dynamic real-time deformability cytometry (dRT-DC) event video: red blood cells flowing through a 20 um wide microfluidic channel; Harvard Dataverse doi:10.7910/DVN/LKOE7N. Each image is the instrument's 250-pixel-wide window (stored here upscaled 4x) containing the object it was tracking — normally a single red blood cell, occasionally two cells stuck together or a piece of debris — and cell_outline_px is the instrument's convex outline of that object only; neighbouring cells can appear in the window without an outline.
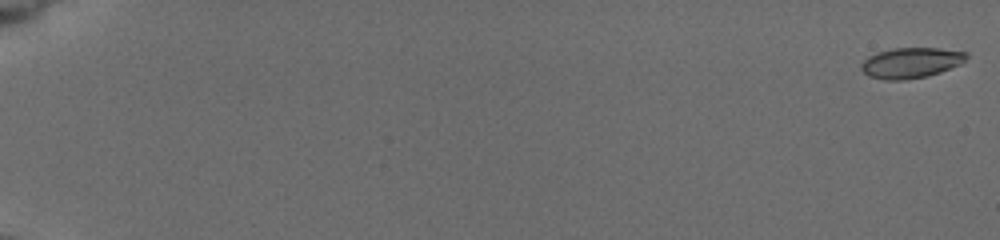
{"species": "common noctule bat (a hibernating species)", "species_latin": "Nyctalus noctula", "temperature_condition": "cold", "stored_images_in_passage": 20, "camera_frame_rate_fps": 3000, "um_per_image_px": 0.085, "animal": {"sex": "female", "body_mass_g": 19.5, "forearm_length_mm": 54.1}, "frame": {"image": 1, "passage_image": 1, "time_ms": 0.0, "image_size_px": [1000, 240], "cell_outline_px": [[968, 56], [960, 64], [940, 72], [928, 76], [904, 80], [884, 80], [868, 76], [860, 68], [860, 64], [868, 56], [876, 52], [892, 48], [940, 48], [968, 52]], "centroid_in_image_um": [77.4, 5.33], "position_along_channel_um": 7.6, "area_um2": 18.84}}
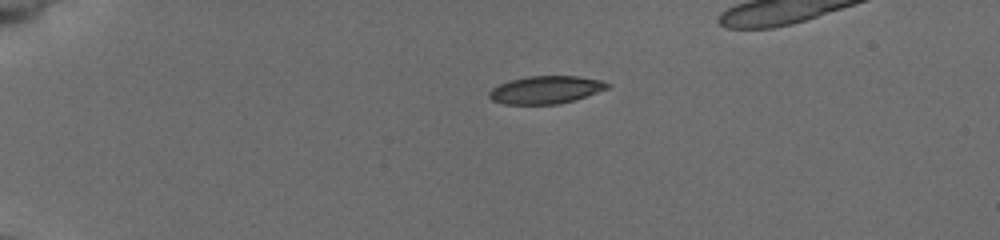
{"frame": {"image": 2, "passage_image": 13, "time_ms": 4.667, "image_size_px": [1000, 240], "cell_outline_px": [[612, 84], [608, 88], [560, 104], [504, 104], [492, 100], [488, 96], [488, 92], [492, 88], [508, 80], [528, 76], [576, 76], [604, 80]], "centroid_in_image_um": [46.37, 7.62], "position_along_channel_um": 38.6, "area_um2": 19.07}}
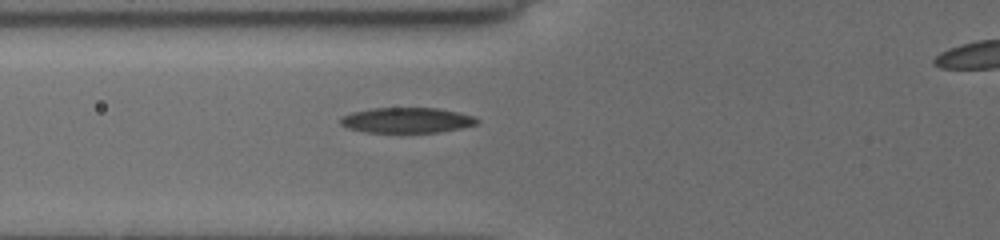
{"frame": {"image": 3, "passage_image": 20, "time_ms": 7.667, "image_size_px": [1000, 240], "cell_outline_px": [[480, 120], [476, 124], [460, 128], [436, 132], [368, 132], [348, 128], [340, 124], [340, 116], [352, 112], [368, 108], [436, 108], [460, 112], [472, 116]], "centroid_in_image_um": [34.54, 10.21], "position_along_channel_um": 91.3, "area_um2": 20.11}}